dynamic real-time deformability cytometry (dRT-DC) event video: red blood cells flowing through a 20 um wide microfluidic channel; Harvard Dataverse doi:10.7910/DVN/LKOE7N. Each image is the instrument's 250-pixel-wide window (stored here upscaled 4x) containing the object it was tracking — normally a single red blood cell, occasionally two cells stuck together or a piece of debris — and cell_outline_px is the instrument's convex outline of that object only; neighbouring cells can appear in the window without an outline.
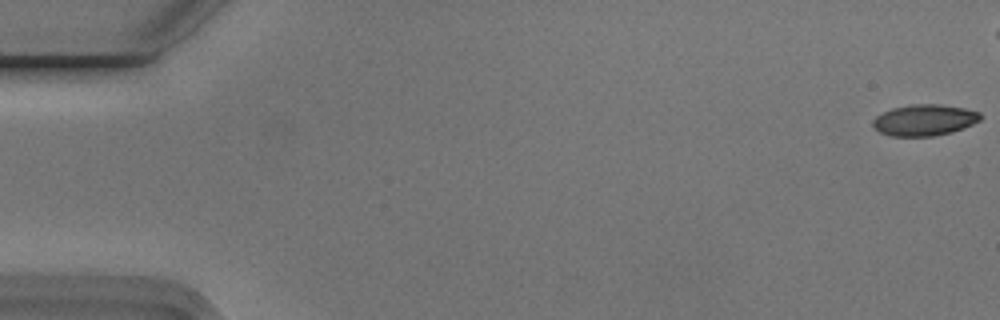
{"species": "Egyptian fruit bat (a non-hibernating species)", "species_latin": "Rousettus aegyptiacus", "temperature_condition": "cold", "stored_images_in_passage": 5, "camera_frame_rate_fps": 3000, "um_per_image_px": 0.085, "animal": {"sex": "male"}, "frame": {"image": 1, "passage_image": 1, "time_ms": 0.0, "image_size_px": [1000, 320], "cell_outline_px": [[984, 116], [980, 120], [964, 128], [952, 132], [932, 136], [888, 136], [880, 132], [872, 124], [872, 120], [876, 116], [892, 108], [912, 104], [940, 104], [964, 108], [980, 112]], "centroid_in_image_um": [78.59, 10.2], "position_along_channel_um": 6.4, "area_um2": 19.65}}